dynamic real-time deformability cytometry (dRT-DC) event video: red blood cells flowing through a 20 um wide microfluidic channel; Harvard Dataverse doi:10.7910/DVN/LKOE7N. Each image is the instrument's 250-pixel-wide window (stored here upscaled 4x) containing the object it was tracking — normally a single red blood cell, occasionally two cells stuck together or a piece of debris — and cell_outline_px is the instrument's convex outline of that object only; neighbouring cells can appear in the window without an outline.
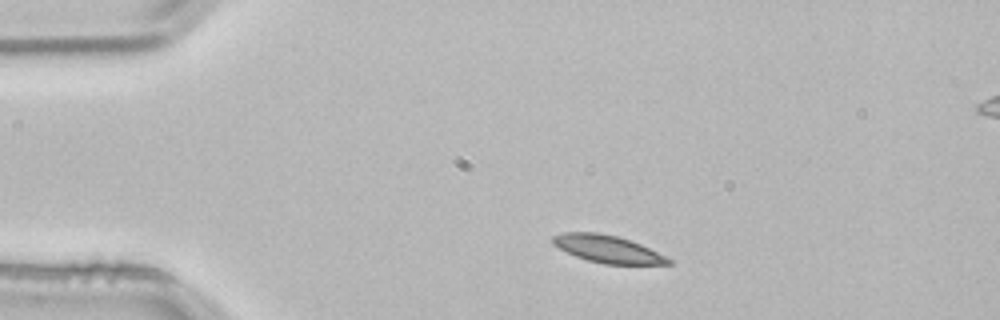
{"species": "common noctule bat (a hibernating species)", "species_latin": "Nyctalus noctula", "temperature_condition": "room temperature", "stored_images_in_passage": 2, "camera_frame_rate_fps": 3000, "um_per_image_px": 0.085, "animal": {"sex": "male", "body_mass_g": 21.5, "forearm_length_mm": 52.0}, "frame": {"image": 1, "passage_image": 1, "time_ms": 0.0, "image_size_px": [1000, 320], "cell_outline_px": [[672, 264], [604, 264], [588, 260], [576, 256], [552, 244], [552, 236], [564, 232], [596, 232], [616, 236], [640, 244], [672, 260]], "centroid_in_image_um": [51.61, 21.16], "position_along_channel_um": 33.4, "area_um2": 18.09}}